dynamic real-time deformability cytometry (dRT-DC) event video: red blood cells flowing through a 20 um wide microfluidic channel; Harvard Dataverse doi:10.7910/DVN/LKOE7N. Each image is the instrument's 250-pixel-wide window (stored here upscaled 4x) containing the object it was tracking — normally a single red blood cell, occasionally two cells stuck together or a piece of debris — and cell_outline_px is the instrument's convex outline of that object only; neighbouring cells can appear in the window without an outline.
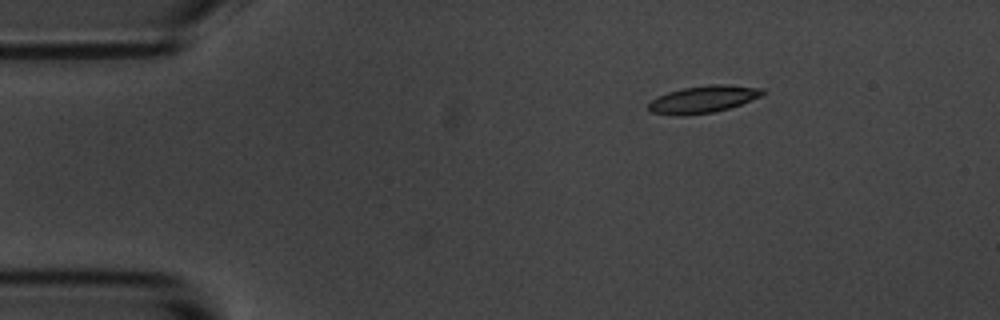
{"species": "common noctule bat (a hibernating species)", "species_latin": "Nyctalus noctula", "temperature_condition": "room temperature", "stored_images_in_passage": 3, "camera_frame_rate_fps": 3000, "um_per_image_px": 0.085, "animal": {"sex": "male", "body_mass_g": 20.1, "forearm_length_mm": 53.5}, "frame": {"image": 1, "passage_image": 3, "time_ms": 2.333, "image_size_px": [1000, 320], "cell_outline_px": [[764, 96], [728, 108], [712, 112], [684, 116], [676, 116], [652, 112], [648, 108], [648, 104], [656, 96], [668, 92], [684, 88], [708, 84], [728, 84], [764, 88]], "centroid_in_image_um": [59.79, 8.43], "position_along_channel_um": 25.2, "area_um2": 18.21}}